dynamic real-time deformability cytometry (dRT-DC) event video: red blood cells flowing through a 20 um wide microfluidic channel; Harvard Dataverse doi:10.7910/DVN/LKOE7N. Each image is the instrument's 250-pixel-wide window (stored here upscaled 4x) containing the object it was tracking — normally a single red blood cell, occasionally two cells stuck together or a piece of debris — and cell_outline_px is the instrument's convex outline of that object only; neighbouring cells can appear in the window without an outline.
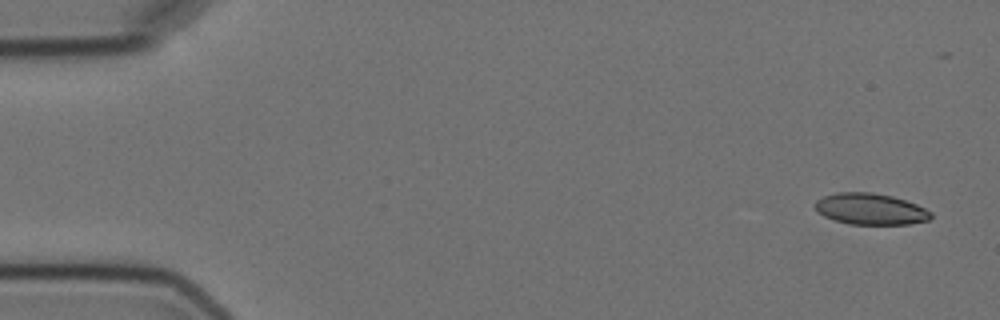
{"species": "Egyptian fruit bat (a non-hibernating species)", "species_latin": "Rousettus aegyptiacus", "temperature_condition": "cold", "stored_images_in_passage": 5, "camera_frame_rate_fps": 3000, "um_per_image_px": 0.085, "animal": {"sex": "female"}, "frame": {"image": 1, "passage_image": 1, "time_ms": 0.0, "image_size_px": [1000, 320], "cell_outline_px": [[932, 216], [928, 220], [908, 224], [848, 224], [824, 216], [812, 204], [816, 200], [824, 196], [836, 192], [872, 192], [892, 196], [916, 204], [932, 212]], "centroid_in_image_um": [73.98, 17.76], "position_along_channel_um": 11.0, "area_um2": 21.04}}
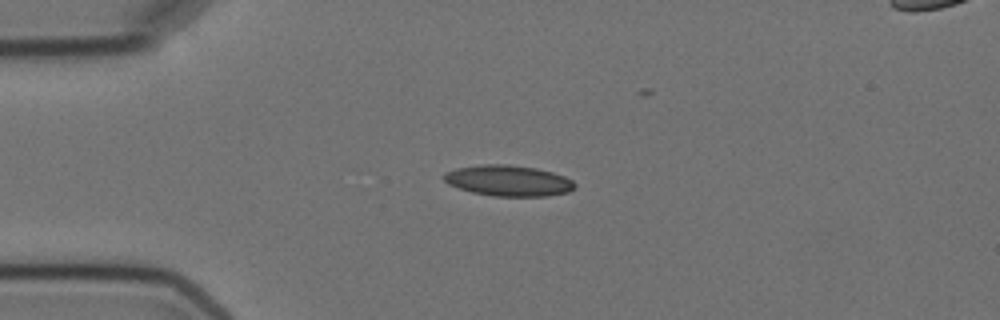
{"frame": {"image": 2, "passage_image": 4, "time_ms": 3.667, "image_size_px": [1000, 320], "cell_outline_px": [[576, 184], [568, 192], [548, 196], [492, 196], [472, 192], [448, 184], [444, 180], [444, 172], [456, 168], [480, 164], [508, 164], [536, 168], [552, 172], [564, 176], [572, 180]], "centroid_in_image_um": [43.2, 15.35], "position_along_channel_um": 41.8, "area_um2": 23.52}}